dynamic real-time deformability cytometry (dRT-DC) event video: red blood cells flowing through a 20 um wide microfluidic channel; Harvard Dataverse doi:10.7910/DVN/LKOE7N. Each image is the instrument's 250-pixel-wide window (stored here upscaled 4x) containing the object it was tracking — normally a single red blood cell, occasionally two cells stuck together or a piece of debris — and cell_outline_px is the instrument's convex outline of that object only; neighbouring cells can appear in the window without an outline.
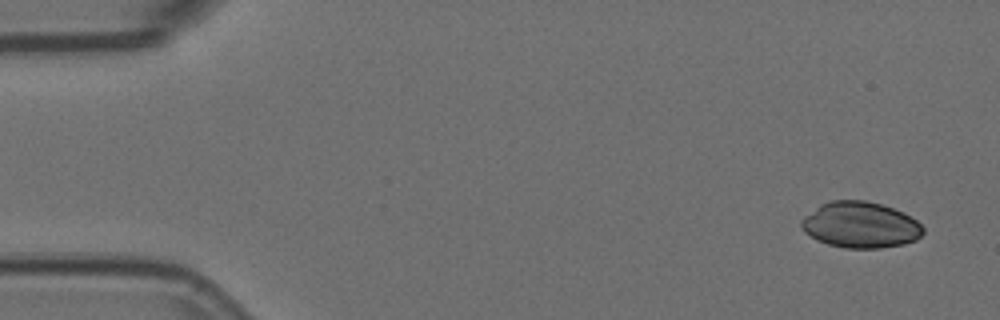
{"species": "Egyptian fruit bat (a non-hibernating species)", "species_latin": "Rousettus aegyptiacus", "temperature_condition": "room temperature", "stored_images_in_passage": 6, "camera_frame_rate_fps": 3000, "um_per_image_px": 0.085, "animal": {"sex": "female"}, "frame": {"image": 1, "passage_image": 1, "time_ms": 0.0, "image_size_px": [1000, 320], "cell_outline_px": [[924, 232], [916, 240], [904, 244], [880, 248], [844, 248], [828, 244], [816, 240], [804, 232], [800, 228], [800, 220], [804, 216], [820, 204], [828, 200], [868, 200], [904, 212], [916, 220], [924, 228]], "centroid_in_image_um": [73.11, 19.11], "position_along_channel_um": 11.9, "area_um2": 33.0}}